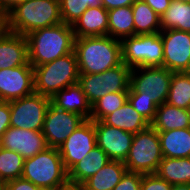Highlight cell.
<instances>
[{
  "instance_id": "cell-1",
  "label": "cell",
  "mask_w": 190,
  "mask_h": 190,
  "mask_svg": "<svg viewBox=\"0 0 190 190\" xmlns=\"http://www.w3.org/2000/svg\"><path fill=\"white\" fill-rule=\"evenodd\" d=\"M80 74H99L122 64L121 40L109 35L75 38Z\"/></svg>"
},
{
  "instance_id": "cell-2",
  "label": "cell",
  "mask_w": 190,
  "mask_h": 190,
  "mask_svg": "<svg viewBox=\"0 0 190 190\" xmlns=\"http://www.w3.org/2000/svg\"><path fill=\"white\" fill-rule=\"evenodd\" d=\"M28 59L33 66H40L74 51L75 34L72 26L59 23L36 29L26 35Z\"/></svg>"
},
{
  "instance_id": "cell-3",
  "label": "cell",
  "mask_w": 190,
  "mask_h": 190,
  "mask_svg": "<svg viewBox=\"0 0 190 190\" xmlns=\"http://www.w3.org/2000/svg\"><path fill=\"white\" fill-rule=\"evenodd\" d=\"M6 17L8 31L23 36L39 28L63 23L59 0H26Z\"/></svg>"
},
{
  "instance_id": "cell-4",
  "label": "cell",
  "mask_w": 190,
  "mask_h": 190,
  "mask_svg": "<svg viewBox=\"0 0 190 190\" xmlns=\"http://www.w3.org/2000/svg\"><path fill=\"white\" fill-rule=\"evenodd\" d=\"M33 69L34 92L50 99L58 91L78 83L80 75L74 51Z\"/></svg>"
},
{
  "instance_id": "cell-5",
  "label": "cell",
  "mask_w": 190,
  "mask_h": 190,
  "mask_svg": "<svg viewBox=\"0 0 190 190\" xmlns=\"http://www.w3.org/2000/svg\"><path fill=\"white\" fill-rule=\"evenodd\" d=\"M22 178L40 188H59L68 182V172L58 148L48 147L32 158L24 159Z\"/></svg>"
},
{
  "instance_id": "cell-6",
  "label": "cell",
  "mask_w": 190,
  "mask_h": 190,
  "mask_svg": "<svg viewBox=\"0 0 190 190\" xmlns=\"http://www.w3.org/2000/svg\"><path fill=\"white\" fill-rule=\"evenodd\" d=\"M162 159L158 132L149 126L147 129L134 134L124 164L129 172L154 174Z\"/></svg>"
},
{
  "instance_id": "cell-7",
  "label": "cell",
  "mask_w": 190,
  "mask_h": 190,
  "mask_svg": "<svg viewBox=\"0 0 190 190\" xmlns=\"http://www.w3.org/2000/svg\"><path fill=\"white\" fill-rule=\"evenodd\" d=\"M172 75L162 66L132 68L128 94H140V98L152 99L160 106L167 101Z\"/></svg>"
},
{
  "instance_id": "cell-8",
  "label": "cell",
  "mask_w": 190,
  "mask_h": 190,
  "mask_svg": "<svg viewBox=\"0 0 190 190\" xmlns=\"http://www.w3.org/2000/svg\"><path fill=\"white\" fill-rule=\"evenodd\" d=\"M122 61L131 69L135 67L162 66L163 43L160 32L133 35L123 38Z\"/></svg>"
},
{
  "instance_id": "cell-9",
  "label": "cell",
  "mask_w": 190,
  "mask_h": 190,
  "mask_svg": "<svg viewBox=\"0 0 190 190\" xmlns=\"http://www.w3.org/2000/svg\"><path fill=\"white\" fill-rule=\"evenodd\" d=\"M131 68L124 63L99 74H80L78 84L92 106L107 93L129 91Z\"/></svg>"
},
{
  "instance_id": "cell-10",
  "label": "cell",
  "mask_w": 190,
  "mask_h": 190,
  "mask_svg": "<svg viewBox=\"0 0 190 190\" xmlns=\"http://www.w3.org/2000/svg\"><path fill=\"white\" fill-rule=\"evenodd\" d=\"M51 99L38 93L10 101V126L42 131Z\"/></svg>"
},
{
  "instance_id": "cell-11",
  "label": "cell",
  "mask_w": 190,
  "mask_h": 190,
  "mask_svg": "<svg viewBox=\"0 0 190 190\" xmlns=\"http://www.w3.org/2000/svg\"><path fill=\"white\" fill-rule=\"evenodd\" d=\"M84 121L85 119L81 115L58 109L50 103L42 128L48 146L59 149Z\"/></svg>"
},
{
  "instance_id": "cell-12",
  "label": "cell",
  "mask_w": 190,
  "mask_h": 190,
  "mask_svg": "<svg viewBox=\"0 0 190 190\" xmlns=\"http://www.w3.org/2000/svg\"><path fill=\"white\" fill-rule=\"evenodd\" d=\"M163 67L172 72H190V32L176 29L160 31Z\"/></svg>"
},
{
  "instance_id": "cell-13",
  "label": "cell",
  "mask_w": 190,
  "mask_h": 190,
  "mask_svg": "<svg viewBox=\"0 0 190 190\" xmlns=\"http://www.w3.org/2000/svg\"><path fill=\"white\" fill-rule=\"evenodd\" d=\"M97 145L94 120H85L59 148L63 165L68 172Z\"/></svg>"
},
{
  "instance_id": "cell-14",
  "label": "cell",
  "mask_w": 190,
  "mask_h": 190,
  "mask_svg": "<svg viewBox=\"0 0 190 190\" xmlns=\"http://www.w3.org/2000/svg\"><path fill=\"white\" fill-rule=\"evenodd\" d=\"M34 93L32 65L0 69V101L10 102Z\"/></svg>"
},
{
  "instance_id": "cell-15",
  "label": "cell",
  "mask_w": 190,
  "mask_h": 190,
  "mask_svg": "<svg viewBox=\"0 0 190 190\" xmlns=\"http://www.w3.org/2000/svg\"><path fill=\"white\" fill-rule=\"evenodd\" d=\"M94 128L97 145L111 160L124 162L129 154L134 134L106 125L101 120H94Z\"/></svg>"
},
{
  "instance_id": "cell-16",
  "label": "cell",
  "mask_w": 190,
  "mask_h": 190,
  "mask_svg": "<svg viewBox=\"0 0 190 190\" xmlns=\"http://www.w3.org/2000/svg\"><path fill=\"white\" fill-rule=\"evenodd\" d=\"M0 147L17 152L24 159L32 158L49 146L42 131L9 127L2 135Z\"/></svg>"
},
{
  "instance_id": "cell-17",
  "label": "cell",
  "mask_w": 190,
  "mask_h": 190,
  "mask_svg": "<svg viewBox=\"0 0 190 190\" xmlns=\"http://www.w3.org/2000/svg\"><path fill=\"white\" fill-rule=\"evenodd\" d=\"M31 65L26 36L7 31L0 38V69Z\"/></svg>"
},
{
  "instance_id": "cell-18",
  "label": "cell",
  "mask_w": 190,
  "mask_h": 190,
  "mask_svg": "<svg viewBox=\"0 0 190 190\" xmlns=\"http://www.w3.org/2000/svg\"><path fill=\"white\" fill-rule=\"evenodd\" d=\"M75 38L107 35L108 11L103 7H88L72 25Z\"/></svg>"
},
{
  "instance_id": "cell-19",
  "label": "cell",
  "mask_w": 190,
  "mask_h": 190,
  "mask_svg": "<svg viewBox=\"0 0 190 190\" xmlns=\"http://www.w3.org/2000/svg\"><path fill=\"white\" fill-rule=\"evenodd\" d=\"M51 103L58 109L77 113L85 120L90 119L91 105L78 83L58 91L51 98Z\"/></svg>"
},
{
  "instance_id": "cell-20",
  "label": "cell",
  "mask_w": 190,
  "mask_h": 190,
  "mask_svg": "<svg viewBox=\"0 0 190 190\" xmlns=\"http://www.w3.org/2000/svg\"><path fill=\"white\" fill-rule=\"evenodd\" d=\"M102 122L132 134L150 126V123L133 108L128 100L120 108L108 114Z\"/></svg>"
},
{
  "instance_id": "cell-21",
  "label": "cell",
  "mask_w": 190,
  "mask_h": 190,
  "mask_svg": "<svg viewBox=\"0 0 190 190\" xmlns=\"http://www.w3.org/2000/svg\"><path fill=\"white\" fill-rule=\"evenodd\" d=\"M150 126L157 132L184 129L190 127L189 110L178 108L164 102L157 107L155 117Z\"/></svg>"
},
{
  "instance_id": "cell-22",
  "label": "cell",
  "mask_w": 190,
  "mask_h": 190,
  "mask_svg": "<svg viewBox=\"0 0 190 190\" xmlns=\"http://www.w3.org/2000/svg\"><path fill=\"white\" fill-rule=\"evenodd\" d=\"M163 158L190 157V127L158 132Z\"/></svg>"
},
{
  "instance_id": "cell-23",
  "label": "cell",
  "mask_w": 190,
  "mask_h": 190,
  "mask_svg": "<svg viewBox=\"0 0 190 190\" xmlns=\"http://www.w3.org/2000/svg\"><path fill=\"white\" fill-rule=\"evenodd\" d=\"M110 161L111 159L107 154L96 145L89 154L68 171V181L71 183L82 184Z\"/></svg>"
},
{
  "instance_id": "cell-24",
  "label": "cell",
  "mask_w": 190,
  "mask_h": 190,
  "mask_svg": "<svg viewBox=\"0 0 190 190\" xmlns=\"http://www.w3.org/2000/svg\"><path fill=\"white\" fill-rule=\"evenodd\" d=\"M127 171L124 162L111 160L82 185L85 190H113Z\"/></svg>"
},
{
  "instance_id": "cell-25",
  "label": "cell",
  "mask_w": 190,
  "mask_h": 190,
  "mask_svg": "<svg viewBox=\"0 0 190 190\" xmlns=\"http://www.w3.org/2000/svg\"><path fill=\"white\" fill-rule=\"evenodd\" d=\"M155 174L169 184H190V157L163 158Z\"/></svg>"
},
{
  "instance_id": "cell-26",
  "label": "cell",
  "mask_w": 190,
  "mask_h": 190,
  "mask_svg": "<svg viewBox=\"0 0 190 190\" xmlns=\"http://www.w3.org/2000/svg\"><path fill=\"white\" fill-rule=\"evenodd\" d=\"M107 35L119 40L135 35L132 6L108 10Z\"/></svg>"
},
{
  "instance_id": "cell-27",
  "label": "cell",
  "mask_w": 190,
  "mask_h": 190,
  "mask_svg": "<svg viewBox=\"0 0 190 190\" xmlns=\"http://www.w3.org/2000/svg\"><path fill=\"white\" fill-rule=\"evenodd\" d=\"M131 6L135 35L161 31L160 16L144 0H136Z\"/></svg>"
},
{
  "instance_id": "cell-28",
  "label": "cell",
  "mask_w": 190,
  "mask_h": 190,
  "mask_svg": "<svg viewBox=\"0 0 190 190\" xmlns=\"http://www.w3.org/2000/svg\"><path fill=\"white\" fill-rule=\"evenodd\" d=\"M160 21L161 31L176 29L190 32V3L172 0Z\"/></svg>"
},
{
  "instance_id": "cell-29",
  "label": "cell",
  "mask_w": 190,
  "mask_h": 190,
  "mask_svg": "<svg viewBox=\"0 0 190 190\" xmlns=\"http://www.w3.org/2000/svg\"><path fill=\"white\" fill-rule=\"evenodd\" d=\"M168 104L189 110L190 107V72H173Z\"/></svg>"
},
{
  "instance_id": "cell-30",
  "label": "cell",
  "mask_w": 190,
  "mask_h": 190,
  "mask_svg": "<svg viewBox=\"0 0 190 190\" xmlns=\"http://www.w3.org/2000/svg\"><path fill=\"white\" fill-rule=\"evenodd\" d=\"M128 100V91L107 93L91 106L90 120H103Z\"/></svg>"
},
{
  "instance_id": "cell-31",
  "label": "cell",
  "mask_w": 190,
  "mask_h": 190,
  "mask_svg": "<svg viewBox=\"0 0 190 190\" xmlns=\"http://www.w3.org/2000/svg\"><path fill=\"white\" fill-rule=\"evenodd\" d=\"M23 166L24 158L20 154L0 147V177L4 183L20 178Z\"/></svg>"
},
{
  "instance_id": "cell-32",
  "label": "cell",
  "mask_w": 190,
  "mask_h": 190,
  "mask_svg": "<svg viewBox=\"0 0 190 190\" xmlns=\"http://www.w3.org/2000/svg\"><path fill=\"white\" fill-rule=\"evenodd\" d=\"M63 23L73 25L88 7L102 6V0H59Z\"/></svg>"
},
{
  "instance_id": "cell-33",
  "label": "cell",
  "mask_w": 190,
  "mask_h": 190,
  "mask_svg": "<svg viewBox=\"0 0 190 190\" xmlns=\"http://www.w3.org/2000/svg\"><path fill=\"white\" fill-rule=\"evenodd\" d=\"M128 101L149 123L153 121L158 106L152 99L140 98V94H128Z\"/></svg>"
},
{
  "instance_id": "cell-34",
  "label": "cell",
  "mask_w": 190,
  "mask_h": 190,
  "mask_svg": "<svg viewBox=\"0 0 190 190\" xmlns=\"http://www.w3.org/2000/svg\"><path fill=\"white\" fill-rule=\"evenodd\" d=\"M141 190H172V184L154 174H143Z\"/></svg>"
},
{
  "instance_id": "cell-35",
  "label": "cell",
  "mask_w": 190,
  "mask_h": 190,
  "mask_svg": "<svg viewBox=\"0 0 190 190\" xmlns=\"http://www.w3.org/2000/svg\"><path fill=\"white\" fill-rule=\"evenodd\" d=\"M142 176L141 173L127 171L113 190H141Z\"/></svg>"
},
{
  "instance_id": "cell-36",
  "label": "cell",
  "mask_w": 190,
  "mask_h": 190,
  "mask_svg": "<svg viewBox=\"0 0 190 190\" xmlns=\"http://www.w3.org/2000/svg\"><path fill=\"white\" fill-rule=\"evenodd\" d=\"M10 102L0 101V140L10 127Z\"/></svg>"
},
{
  "instance_id": "cell-37",
  "label": "cell",
  "mask_w": 190,
  "mask_h": 190,
  "mask_svg": "<svg viewBox=\"0 0 190 190\" xmlns=\"http://www.w3.org/2000/svg\"><path fill=\"white\" fill-rule=\"evenodd\" d=\"M40 187L35 186L29 180L22 177L7 181L5 183V190H39Z\"/></svg>"
},
{
  "instance_id": "cell-38",
  "label": "cell",
  "mask_w": 190,
  "mask_h": 190,
  "mask_svg": "<svg viewBox=\"0 0 190 190\" xmlns=\"http://www.w3.org/2000/svg\"><path fill=\"white\" fill-rule=\"evenodd\" d=\"M160 17L168 9L172 0H144Z\"/></svg>"
},
{
  "instance_id": "cell-39",
  "label": "cell",
  "mask_w": 190,
  "mask_h": 190,
  "mask_svg": "<svg viewBox=\"0 0 190 190\" xmlns=\"http://www.w3.org/2000/svg\"><path fill=\"white\" fill-rule=\"evenodd\" d=\"M136 0H102V6L108 11L113 8L131 6Z\"/></svg>"
},
{
  "instance_id": "cell-40",
  "label": "cell",
  "mask_w": 190,
  "mask_h": 190,
  "mask_svg": "<svg viewBox=\"0 0 190 190\" xmlns=\"http://www.w3.org/2000/svg\"><path fill=\"white\" fill-rule=\"evenodd\" d=\"M24 1L26 0H0V14L6 16L13 8Z\"/></svg>"
},
{
  "instance_id": "cell-41",
  "label": "cell",
  "mask_w": 190,
  "mask_h": 190,
  "mask_svg": "<svg viewBox=\"0 0 190 190\" xmlns=\"http://www.w3.org/2000/svg\"><path fill=\"white\" fill-rule=\"evenodd\" d=\"M59 190H85L82 184L67 182L59 187Z\"/></svg>"
},
{
  "instance_id": "cell-42",
  "label": "cell",
  "mask_w": 190,
  "mask_h": 190,
  "mask_svg": "<svg viewBox=\"0 0 190 190\" xmlns=\"http://www.w3.org/2000/svg\"><path fill=\"white\" fill-rule=\"evenodd\" d=\"M8 31L7 17L0 14V38Z\"/></svg>"
},
{
  "instance_id": "cell-43",
  "label": "cell",
  "mask_w": 190,
  "mask_h": 190,
  "mask_svg": "<svg viewBox=\"0 0 190 190\" xmlns=\"http://www.w3.org/2000/svg\"><path fill=\"white\" fill-rule=\"evenodd\" d=\"M172 190H190V184H174Z\"/></svg>"
},
{
  "instance_id": "cell-44",
  "label": "cell",
  "mask_w": 190,
  "mask_h": 190,
  "mask_svg": "<svg viewBox=\"0 0 190 190\" xmlns=\"http://www.w3.org/2000/svg\"><path fill=\"white\" fill-rule=\"evenodd\" d=\"M0 190H5V183L4 182H0Z\"/></svg>"
},
{
  "instance_id": "cell-45",
  "label": "cell",
  "mask_w": 190,
  "mask_h": 190,
  "mask_svg": "<svg viewBox=\"0 0 190 190\" xmlns=\"http://www.w3.org/2000/svg\"><path fill=\"white\" fill-rule=\"evenodd\" d=\"M39 190H59V188H40Z\"/></svg>"
},
{
  "instance_id": "cell-46",
  "label": "cell",
  "mask_w": 190,
  "mask_h": 190,
  "mask_svg": "<svg viewBox=\"0 0 190 190\" xmlns=\"http://www.w3.org/2000/svg\"><path fill=\"white\" fill-rule=\"evenodd\" d=\"M176 1L188 2V3H190V0H176Z\"/></svg>"
}]
</instances>
